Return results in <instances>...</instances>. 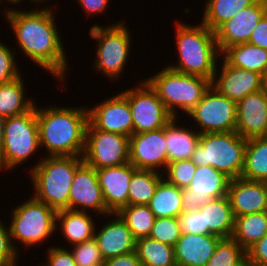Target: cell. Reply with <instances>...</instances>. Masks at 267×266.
I'll list each match as a JSON object with an SVG mask.
<instances>
[{
	"mask_svg": "<svg viewBox=\"0 0 267 266\" xmlns=\"http://www.w3.org/2000/svg\"><path fill=\"white\" fill-rule=\"evenodd\" d=\"M236 109L237 102L222 95L210 85L187 116L193 120V125L197 124L195 129L200 134L233 132L236 129Z\"/></svg>",
	"mask_w": 267,
	"mask_h": 266,
	"instance_id": "obj_10",
	"label": "cell"
},
{
	"mask_svg": "<svg viewBox=\"0 0 267 266\" xmlns=\"http://www.w3.org/2000/svg\"><path fill=\"white\" fill-rule=\"evenodd\" d=\"M104 266H142L135 251L111 257L105 260Z\"/></svg>",
	"mask_w": 267,
	"mask_h": 266,
	"instance_id": "obj_47",
	"label": "cell"
},
{
	"mask_svg": "<svg viewBox=\"0 0 267 266\" xmlns=\"http://www.w3.org/2000/svg\"><path fill=\"white\" fill-rule=\"evenodd\" d=\"M179 119H173L165 126L168 163L177 160L191 159L199 142L200 133L191 127L179 126ZM178 122V123H177Z\"/></svg>",
	"mask_w": 267,
	"mask_h": 266,
	"instance_id": "obj_25",
	"label": "cell"
},
{
	"mask_svg": "<svg viewBox=\"0 0 267 266\" xmlns=\"http://www.w3.org/2000/svg\"><path fill=\"white\" fill-rule=\"evenodd\" d=\"M1 218V217H0ZM0 219V266H18L20 254L11 242L9 227ZM4 222V223H3ZM18 261V262H17Z\"/></svg>",
	"mask_w": 267,
	"mask_h": 266,
	"instance_id": "obj_42",
	"label": "cell"
},
{
	"mask_svg": "<svg viewBox=\"0 0 267 266\" xmlns=\"http://www.w3.org/2000/svg\"><path fill=\"white\" fill-rule=\"evenodd\" d=\"M267 234V211L235 217L232 238L245 250Z\"/></svg>",
	"mask_w": 267,
	"mask_h": 266,
	"instance_id": "obj_31",
	"label": "cell"
},
{
	"mask_svg": "<svg viewBox=\"0 0 267 266\" xmlns=\"http://www.w3.org/2000/svg\"><path fill=\"white\" fill-rule=\"evenodd\" d=\"M111 0H76V3L87 13V17L100 14L107 10ZM93 14V15H92Z\"/></svg>",
	"mask_w": 267,
	"mask_h": 266,
	"instance_id": "obj_46",
	"label": "cell"
},
{
	"mask_svg": "<svg viewBox=\"0 0 267 266\" xmlns=\"http://www.w3.org/2000/svg\"><path fill=\"white\" fill-rule=\"evenodd\" d=\"M256 0H206L201 22L215 32L223 23Z\"/></svg>",
	"mask_w": 267,
	"mask_h": 266,
	"instance_id": "obj_32",
	"label": "cell"
},
{
	"mask_svg": "<svg viewBox=\"0 0 267 266\" xmlns=\"http://www.w3.org/2000/svg\"><path fill=\"white\" fill-rule=\"evenodd\" d=\"M163 179L162 173L137 169L129 183L128 205H148Z\"/></svg>",
	"mask_w": 267,
	"mask_h": 266,
	"instance_id": "obj_33",
	"label": "cell"
},
{
	"mask_svg": "<svg viewBox=\"0 0 267 266\" xmlns=\"http://www.w3.org/2000/svg\"><path fill=\"white\" fill-rule=\"evenodd\" d=\"M221 61H218L220 66L222 65L221 69L218 68L220 66L217 63L216 71L211 81V86L219 93L230 100L238 102L248 94L261 90V74L233 67L223 58Z\"/></svg>",
	"mask_w": 267,
	"mask_h": 266,
	"instance_id": "obj_18",
	"label": "cell"
},
{
	"mask_svg": "<svg viewBox=\"0 0 267 266\" xmlns=\"http://www.w3.org/2000/svg\"><path fill=\"white\" fill-rule=\"evenodd\" d=\"M92 217L89 212L70 209L57 211L56 231L60 229L71 246L90 240L94 238L97 224Z\"/></svg>",
	"mask_w": 267,
	"mask_h": 266,
	"instance_id": "obj_24",
	"label": "cell"
},
{
	"mask_svg": "<svg viewBox=\"0 0 267 266\" xmlns=\"http://www.w3.org/2000/svg\"><path fill=\"white\" fill-rule=\"evenodd\" d=\"M108 216L110 221H106L100 229L96 225L94 235L104 260L135 251L136 239L127 224L117 213Z\"/></svg>",
	"mask_w": 267,
	"mask_h": 266,
	"instance_id": "obj_22",
	"label": "cell"
},
{
	"mask_svg": "<svg viewBox=\"0 0 267 266\" xmlns=\"http://www.w3.org/2000/svg\"><path fill=\"white\" fill-rule=\"evenodd\" d=\"M230 178L212 166H196L193 179L182 189L183 211L199 210L211 199L227 196Z\"/></svg>",
	"mask_w": 267,
	"mask_h": 266,
	"instance_id": "obj_13",
	"label": "cell"
},
{
	"mask_svg": "<svg viewBox=\"0 0 267 266\" xmlns=\"http://www.w3.org/2000/svg\"><path fill=\"white\" fill-rule=\"evenodd\" d=\"M175 26L178 60L174 65L166 66L180 73L197 75L212 81L217 63L221 59L215 32L202 22L193 26L177 21Z\"/></svg>",
	"mask_w": 267,
	"mask_h": 266,
	"instance_id": "obj_3",
	"label": "cell"
},
{
	"mask_svg": "<svg viewBox=\"0 0 267 266\" xmlns=\"http://www.w3.org/2000/svg\"><path fill=\"white\" fill-rule=\"evenodd\" d=\"M243 266H254V265H251V264L246 262Z\"/></svg>",
	"mask_w": 267,
	"mask_h": 266,
	"instance_id": "obj_52",
	"label": "cell"
},
{
	"mask_svg": "<svg viewBox=\"0 0 267 266\" xmlns=\"http://www.w3.org/2000/svg\"><path fill=\"white\" fill-rule=\"evenodd\" d=\"M22 75L6 84H0V115L5 119L23 114L37 103L33 101L34 98L26 97L28 92Z\"/></svg>",
	"mask_w": 267,
	"mask_h": 266,
	"instance_id": "obj_28",
	"label": "cell"
},
{
	"mask_svg": "<svg viewBox=\"0 0 267 266\" xmlns=\"http://www.w3.org/2000/svg\"><path fill=\"white\" fill-rule=\"evenodd\" d=\"M10 213L12 214L9 224L11 242L18 253L19 245L22 244L25 250L31 249L32 246H39L38 244L47 241L53 237V233H56V211L33 196L24 203H19Z\"/></svg>",
	"mask_w": 267,
	"mask_h": 266,
	"instance_id": "obj_8",
	"label": "cell"
},
{
	"mask_svg": "<svg viewBox=\"0 0 267 266\" xmlns=\"http://www.w3.org/2000/svg\"><path fill=\"white\" fill-rule=\"evenodd\" d=\"M227 197L235 217L267 211L266 182L242 177L230 179Z\"/></svg>",
	"mask_w": 267,
	"mask_h": 266,
	"instance_id": "obj_20",
	"label": "cell"
},
{
	"mask_svg": "<svg viewBox=\"0 0 267 266\" xmlns=\"http://www.w3.org/2000/svg\"><path fill=\"white\" fill-rule=\"evenodd\" d=\"M135 252L142 266H174V247L143 237L136 240Z\"/></svg>",
	"mask_w": 267,
	"mask_h": 266,
	"instance_id": "obj_34",
	"label": "cell"
},
{
	"mask_svg": "<svg viewBox=\"0 0 267 266\" xmlns=\"http://www.w3.org/2000/svg\"><path fill=\"white\" fill-rule=\"evenodd\" d=\"M6 119L0 115V158L3 149V141H4V124Z\"/></svg>",
	"mask_w": 267,
	"mask_h": 266,
	"instance_id": "obj_48",
	"label": "cell"
},
{
	"mask_svg": "<svg viewBox=\"0 0 267 266\" xmlns=\"http://www.w3.org/2000/svg\"><path fill=\"white\" fill-rule=\"evenodd\" d=\"M120 93L130 105L133 134L161 129L173 119L156 91L146 80Z\"/></svg>",
	"mask_w": 267,
	"mask_h": 266,
	"instance_id": "obj_11",
	"label": "cell"
},
{
	"mask_svg": "<svg viewBox=\"0 0 267 266\" xmlns=\"http://www.w3.org/2000/svg\"><path fill=\"white\" fill-rule=\"evenodd\" d=\"M117 214L136 240L150 236L156 217L148 205H128Z\"/></svg>",
	"mask_w": 267,
	"mask_h": 266,
	"instance_id": "obj_35",
	"label": "cell"
},
{
	"mask_svg": "<svg viewBox=\"0 0 267 266\" xmlns=\"http://www.w3.org/2000/svg\"><path fill=\"white\" fill-rule=\"evenodd\" d=\"M129 162L136 169L163 174L168 164L165 127L130 136Z\"/></svg>",
	"mask_w": 267,
	"mask_h": 266,
	"instance_id": "obj_14",
	"label": "cell"
},
{
	"mask_svg": "<svg viewBox=\"0 0 267 266\" xmlns=\"http://www.w3.org/2000/svg\"><path fill=\"white\" fill-rule=\"evenodd\" d=\"M83 162L82 156H42L28 169L33 197L56 212L68 209L70 186Z\"/></svg>",
	"mask_w": 267,
	"mask_h": 266,
	"instance_id": "obj_4",
	"label": "cell"
},
{
	"mask_svg": "<svg viewBox=\"0 0 267 266\" xmlns=\"http://www.w3.org/2000/svg\"><path fill=\"white\" fill-rule=\"evenodd\" d=\"M145 80L156 91L168 112L177 118L179 111L187 115L211 85L207 78L180 73L168 66Z\"/></svg>",
	"mask_w": 267,
	"mask_h": 266,
	"instance_id": "obj_7",
	"label": "cell"
},
{
	"mask_svg": "<svg viewBox=\"0 0 267 266\" xmlns=\"http://www.w3.org/2000/svg\"><path fill=\"white\" fill-rule=\"evenodd\" d=\"M247 263L254 266H267V234L246 250Z\"/></svg>",
	"mask_w": 267,
	"mask_h": 266,
	"instance_id": "obj_44",
	"label": "cell"
},
{
	"mask_svg": "<svg viewBox=\"0 0 267 266\" xmlns=\"http://www.w3.org/2000/svg\"><path fill=\"white\" fill-rule=\"evenodd\" d=\"M47 6L46 4L44 8L41 6L40 9L39 6V9L29 8L30 11H25L23 8H8L7 5L4 8V19L10 25L18 49H21L25 57L65 85L69 59L66 56L62 35L56 26L54 14L57 6Z\"/></svg>",
	"mask_w": 267,
	"mask_h": 266,
	"instance_id": "obj_1",
	"label": "cell"
},
{
	"mask_svg": "<svg viewBox=\"0 0 267 266\" xmlns=\"http://www.w3.org/2000/svg\"><path fill=\"white\" fill-rule=\"evenodd\" d=\"M248 42L257 47L267 49V13L252 31Z\"/></svg>",
	"mask_w": 267,
	"mask_h": 266,
	"instance_id": "obj_45",
	"label": "cell"
},
{
	"mask_svg": "<svg viewBox=\"0 0 267 266\" xmlns=\"http://www.w3.org/2000/svg\"><path fill=\"white\" fill-rule=\"evenodd\" d=\"M88 109V122L105 132L133 135V119L128 100L118 92Z\"/></svg>",
	"mask_w": 267,
	"mask_h": 266,
	"instance_id": "obj_16",
	"label": "cell"
},
{
	"mask_svg": "<svg viewBox=\"0 0 267 266\" xmlns=\"http://www.w3.org/2000/svg\"><path fill=\"white\" fill-rule=\"evenodd\" d=\"M241 177L247 180L267 182V136L247 139Z\"/></svg>",
	"mask_w": 267,
	"mask_h": 266,
	"instance_id": "obj_29",
	"label": "cell"
},
{
	"mask_svg": "<svg viewBox=\"0 0 267 266\" xmlns=\"http://www.w3.org/2000/svg\"><path fill=\"white\" fill-rule=\"evenodd\" d=\"M125 21L115 22L106 26L94 24L89 28V36L98 43L93 69L110 79V82H117L122 78L128 64L132 48L131 30Z\"/></svg>",
	"mask_w": 267,
	"mask_h": 266,
	"instance_id": "obj_6",
	"label": "cell"
},
{
	"mask_svg": "<svg viewBox=\"0 0 267 266\" xmlns=\"http://www.w3.org/2000/svg\"><path fill=\"white\" fill-rule=\"evenodd\" d=\"M39 149L41 151L36 105L23 114L6 118L0 171L19 168Z\"/></svg>",
	"mask_w": 267,
	"mask_h": 266,
	"instance_id": "obj_9",
	"label": "cell"
},
{
	"mask_svg": "<svg viewBox=\"0 0 267 266\" xmlns=\"http://www.w3.org/2000/svg\"><path fill=\"white\" fill-rule=\"evenodd\" d=\"M84 162L98 170L129 162V137L95 129L89 122L86 128Z\"/></svg>",
	"mask_w": 267,
	"mask_h": 266,
	"instance_id": "obj_12",
	"label": "cell"
},
{
	"mask_svg": "<svg viewBox=\"0 0 267 266\" xmlns=\"http://www.w3.org/2000/svg\"><path fill=\"white\" fill-rule=\"evenodd\" d=\"M220 57L233 67L254 71L261 75L267 68V49L249 42L227 47Z\"/></svg>",
	"mask_w": 267,
	"mask_h": 266,
	"instance_id": "obj_27",
	"label": "cell"
},
{
	"mask_svg": "<svg viewBox=\"0 0 267 266\" xmlns=\"http://www.w3.org/2000/svg\"><path fill=\"white\" fill-rule=\"evenodd\" d=\"M246 262V250L229 237L219 240L206 266H243Z\"/></svg>",
	"mask_w": 267,
	"mask_h": 266,
	"instance_id": "obj_36",
	"label": "cell"
},
{
	"mask_svg": "<svg viewBox=\"0 0 267 266\" xmlns=\"http://www.w3.org/2000/svg\"><path fill=\"white\" fill-rule=\"evenodd\" d=\"M199 210L204 214L205 228H208L212 234L221 238L232 237L235 216L227 196L211 199Z\"/></svg>",
	"mask_w": 267,
	"mask_h": 266,
	"instance_id": "obj_26",
	"label": "cell"
},
{
	"mask_svg": "<svg viewBox=\"0 0 267 266\" xmlns=\"http://www.w3.org/2000/svg\"><path fill=\"white\" fill-rule=\"evenodd\" d=\"M261 91L267 96V68L261 75Z\"/></svg>",
	"mask_w": 267,
	"mask_h": 266,
	"instance_id": "obj_49",
	"label": "cell"
},
{
	"mask_svg": "<svg viewBox=\"0 0 267 266\" xmlns=\"http://www.w3.org/2000/svg\"><path fill=\"white\" fill-rule=\"evenodd\" d=\"M196 165L191 159L177 160L167 164L163 178L179 188L188 187L193 179Z\"/></svg>",
	"mask_w": 267,
	"mask_h": 266,
	"instance_id": "obj_37",
	"label": "cell"
},
{
	"mask_svg": "<svg viewBox=\"0 0 267 266\" xmlns=\"http://www.w3.org/2000/svg\"><path fill=\"white\" fill-rule=\"evenodd\" d=\"M47 261L40 266H77L70 248L61 246H48L47 249Z\"/></svg>",
	"mask_w": 267,
	"mask_h": 266,
	"instance_id": "obj_43",
	"label": "cell"
},
{
	"mask_svg": "<svg viewBox=\"0 0 267 266\" xmlns=\"http://www.w3.org/2000/svg\"><path fill=\"white\" fill-rule=\"evenodd\" d=\"M267 13V0H256L252 5L240 10L215 31V39L220 54L233 45L247 43L252 31Z\"/></svg>",
	"mask_w": 267,
	"mask_h": 266,
	"instance_id": "obj_17",
	"label": "cell"
},
{
	"mask_svg": "<svg viewBox=\"0 0 267 266\" xmlns=\"http://www.w3.org/2000/svg\"><path fill=\"white\" fill-rule=\"evenodd\" d=\"M70 248L77 266L104 265L105 260L95 238L73 245Z\"/></svg>",
	"mask_w": 267,
	"mask_h": 266,
	"instance_id": "obj_38",
	"label": "cell"
},
{
	"mask_svg": "<svg viewBox=\"0 0 267 266\" xmlns=\"http://www.w3.org/2000/svg\"><path fill=\"white\" fill-rule=\"evenodd\" d=\"M68 209L96 212L108 217L111 214L104 202L96 169L83 162L77 169L70 186ZM88 209V210H87Z\"/></svg>",
	"mask_w": 267,
	"mask_h": 266,
	"instance_id": "obj_15",
	"label": "cell"
},
{
	"mask_svg": "<svg viewBox=\"0 0 267 266\" xmlns=\"http://www.w3.org/2000/svg\"><path fill=\"white\" fill-rule=\"evenodd\" d=\"M87 106L36 105L40 147L46 149L45 156H83Z\"/></svg>",
	"mask_w": 267,
	"mask_h": 266,
	"instance_id": "obj_2",
	"label": "cell"
},
{
	"mask_svg": "<svg viewBox=\"0 0 267 266\" xmlns=\"http://www.w3.org/2000/svg\"><path fill=\"white\" fill-rule=\"evenodd\" d=\"M15 51L0 40V84H6L21 75L20 67L17 64L18 59L15 57L18 55L15 54Z\"/></svg>",
	"mask_w": 267,
	"mask_h": 266,
	"instance_id": "obj_40",
	"label": "cell"
},
{
	"mask_svg": "<svg viewBox=\"0 0 267 266\" xmlns=\"http://www.w3.org/2000/svg\"><path fill=\"white\" fill-rule=\"evenodd\" d=\"M181 234L192 235H214L208 228H205L204 214H201L200 210L196 211H183L179 217H177Z\"/></svg>",
	"mask_w": 267,
	"mask_h": 266,
	"instance_id": "obj_41",
	"label": "cell"
},
{
	"mask_svg": "<svg viewBox=\"0 0 267 266\" xmlns=\"http://www.w3.org/2000/svg\"><path fill=\"white\" fill-rule=\"evenodd\" d=\"M4 1H5V5L9 3V5L12 4L11 6H13L14 8L16 5L18 7V5H21V3L24 2V0H0L1 5H2V2L4 3Z\"/></svg>",
	"mask_w": 267,
	"mask_h": 266,
	"instance_id": "obj_50",
	"label": "cell"
},
{
	"mask_svg": "<svg viewBox=\"0 0 267 266\" xmlns=\"http://www.w3.org/2000/svg\"><path fill=\"white\" fill-rule=\"evenodd\" d=\"M181 235L177 218L166 217L155 219L149 237L174 247Z\"/></svg>",
	"mask_w": 267,
	"mask_h": 266,
	"instance_id": "obj_39",
	"label": "cell"
},
{
	"mask_svg": "<svg viewBox=\"0 0 267 266\" xmlns=\"http://www.w3.org/2000/svg\"><path fill=\"white\" fill-rule=\"evenodd\" d=\"M247 139L236 131L202 133L191 156L196 166H212L230 179L241 177Z\"/></svg>",
	"mask_w": 267,
	"mask_h": 266,
	"instance_id": "obj_5",
	"label": "cell"
},
{
	"mask_svg": "<svg viewBox=\"0 0 267 266\" xmlns=\"http://www.w3.org/2000/svg\"><path fill=\"white\" fill-rule=\"evenodd\" d=\"M30 2H31V4H38L39 6L41 5L42 6V4L43 5H45V3L47 2H49L48 0H30Z\"/></svg>",
	"mask_w": 267,
	"mask_h": 266,
	"instance_id": "obj_51",
	"label": "cell"
},
{
	"mask_svg": "<svg viewBox=\"0 0 267 266\" xmlns=\"http://www.w3.org/2000/svg\"><path fill=\"white\" fill-rule=\"evenodd\" d=\"M220 239L217 235L182 234L174 245L176 264L206 266Z\"/></svg>",
	"mask_w": 267,
	"mask_h": 266,
	"instance_id": "obj_23",
	"label": "cell"
},
{
	"mask_svg": "<svg viewBox=\"0 0 267 266\" xmlns=\"http://www.w3.org/2000/svg\"><path fill=\"white\" fill-rule=\"evenodd\" d=\"M148 207L156 218L179 217L183 212L182 188L163 179L150 200Z\"/></svg>",
	"mask_w": 267,
	"mask_h": 266,
	"instance_id": "obj_30",
	"label": "cell"
},
{
	"mask_svg": "<svg viewBox=\"0 0 267 266\" xmlns=\"http://www.w3.org/2000/svg\"><path fill=\"white\" fill-rule=\"evenodd\" d=\"M237 121L235 131L249 139L266 136L267 96L261 91L248 94L237 102Z\"/></svg>",
	"mask_w": 267,
	"mask_h": 266,
	"instance_id": "obj_21",
	"label": "cell"
},
{
	"mask_svg": "<svg viewBox=\"0 0 267 266\" xmlns=\"http://www.w3.org/2000/svg\"><path fill=\"white\" fill-rule=\"evenodd\" d=\"M137 169L130 163L96 170L105 206L113 214L128 206V189Z\"/></svg>",
	"mask_w": 267,
	"mask_h": 266,
	"instance_id": "obj_19",
	"label": "cell"
}]
</instances>
